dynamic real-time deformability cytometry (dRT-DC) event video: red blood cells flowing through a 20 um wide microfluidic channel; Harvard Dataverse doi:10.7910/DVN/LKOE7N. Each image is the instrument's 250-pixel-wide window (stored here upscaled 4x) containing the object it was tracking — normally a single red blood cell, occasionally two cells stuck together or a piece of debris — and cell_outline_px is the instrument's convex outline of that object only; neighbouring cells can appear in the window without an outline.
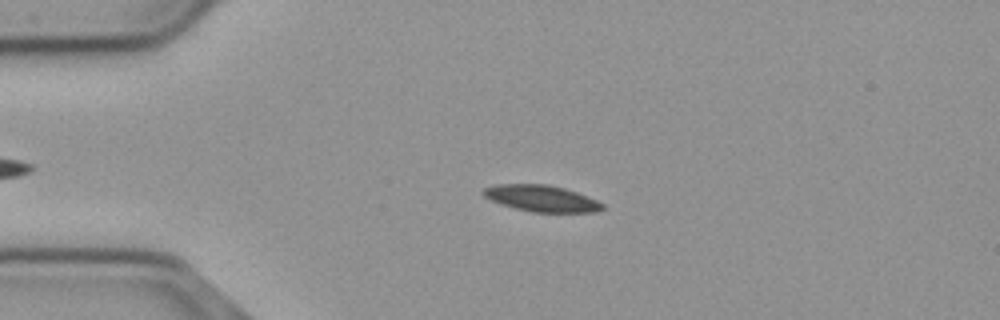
{"species": "common noctule bat (a hibernating species)", "species_latin": "Nyctalus noctula", "temperature_condition": "cold", "stored_images_in_passage": 50, "camera_frame_rate_fps": 3000, "um_per_image_px": 0.085, "animal": {"sex": "male", "body_mass_g": 23.1, "forearm_length_mm": 52.7}, "frame": {"image": 1, "passage_image": 13, "time_ms": 4.0, "image_size_px": [1000, 320], "cell_outline_px": [[604, 208], [596, 212], [532, 212], [500, 204], [484, 196], [480, 192], [484, 188], [496, 184], [544, 184], [564, 188], [576, 192], [596, 200], [604, 204]], "centroid_in_image_um": [46.0, 16.86], "position_along_channel_um": 39.0, "area_um2": 18.21}}
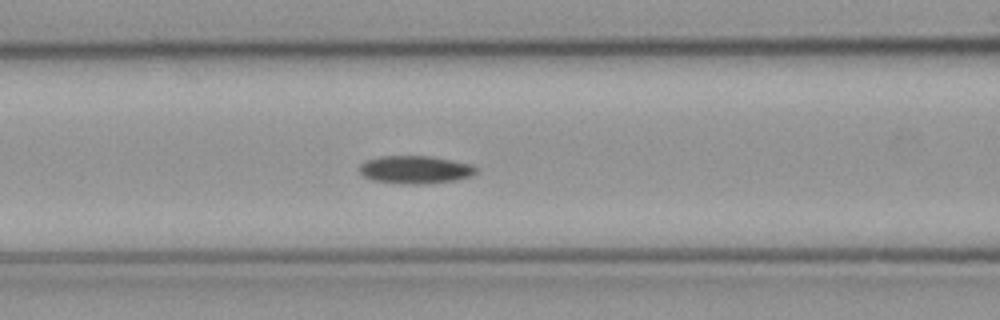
{"frame": {"image": 2, "passage_image": 23, "time_ms": 7.333, "image_size_px": [1000, 320], "cell_outline_px": [[476, 172], [472, 176], [456, 180], [424, 184], [400, 184], [372, 180], [364, 176], [360, 172], [360, 164], [364, 160], [380, 156], [428, 156], [468, 164], [476, 168]], "centroid_in_image_um": [35.23, 14.43], "position_along_channel_um": 131.4, "area_um2": 18.84}}
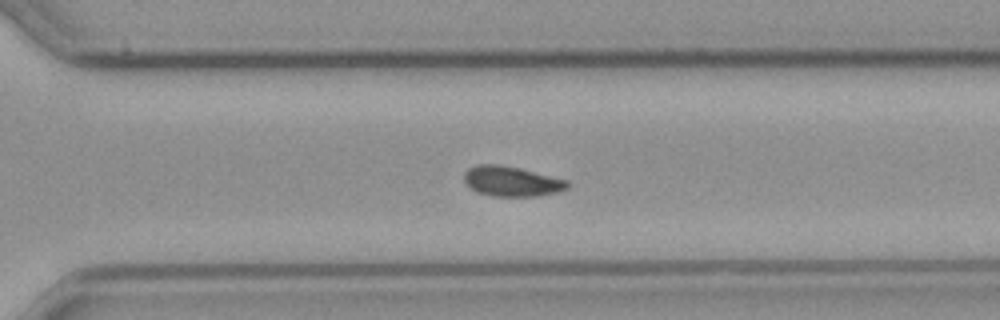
{"frame": {"image": 3, "passage_image": 39, "time_ms": 12.667, "image_size_px": [1000, 320], "cell_outline_px": [[572, 184], [568, 188], [560, 192], [536, 196], [492, 196], [476, 192], [464, 180], [464, 172], [468, 168], [476, 164], [496, 164], [516, 168], [568, 180]], "centroid_in_image_um": [43.5, 15.42], "position_along_channel_um": 327.1, "area_um2": 18.03}, "authors_computed_cell_mechanics": {"area_um2": 18.207, "velocity_mm_per_s": 3.6801, "shape_relaxation_time_tau1_ms": 3.8555, "shape_relaxation_time_tau2_ms": null, "deformation_change_tau1": 0.105, "deformation_change_tau2": null}}